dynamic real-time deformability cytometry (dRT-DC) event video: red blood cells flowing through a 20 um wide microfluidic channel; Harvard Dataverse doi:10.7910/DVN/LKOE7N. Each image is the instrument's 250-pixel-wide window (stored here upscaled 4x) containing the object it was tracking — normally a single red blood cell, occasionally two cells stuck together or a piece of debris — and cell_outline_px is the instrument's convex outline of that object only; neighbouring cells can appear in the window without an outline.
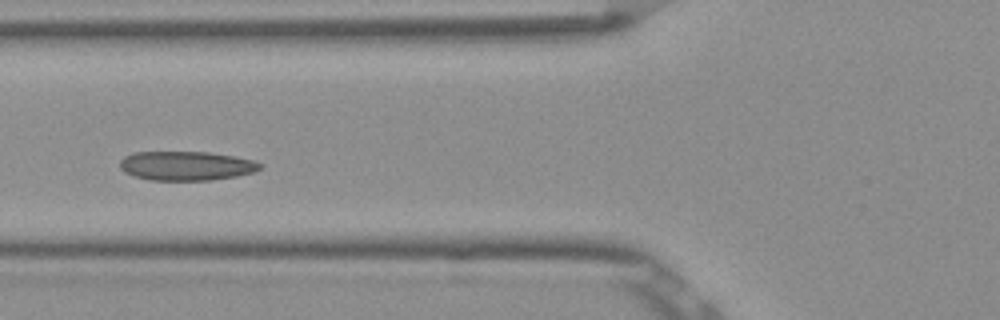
{"species": "Egyptian fruit bat (a non-hibernating species)", "species_latin": "Rousettus aegyptiacus", "temperature_condition": "room temperature", "stored_images_in_passage": 8, "camera_frame_rate_fps": 3000, "um_per_image_px": 0.085, "frame": {"image": 1, "passage_image": 5, "time_ms": 1.333, "image_size_px": [1000, 320], "cell_outline_px": [[264, 164], [260, 168], [252, 172], [236, 176], [212, 180], [148, 180], [132, 176], [124, 172], [120, 168], [120, 160], [124, 156], [132, 152], [208, 152], [232, 156], [252, 160]], "centroid_in_image_um": [15.78, 14.09], "position_along_channel_um": 110.0, "area_um2": 23.87}}
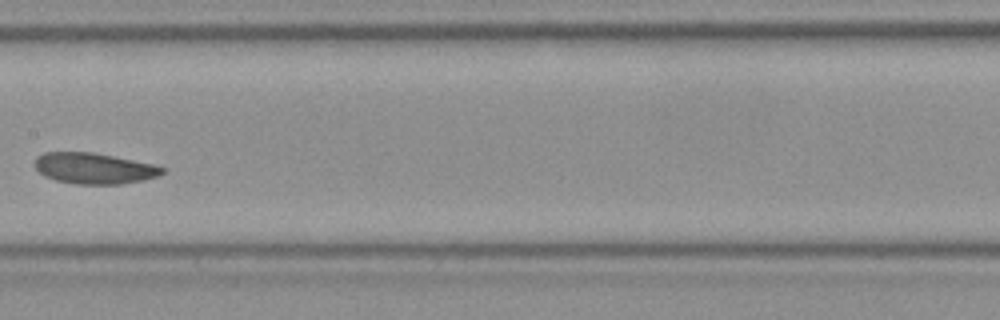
{"frame": {"image": 2, "passage_image": 7, "time_ms": 2.0, "image_size_px": [1000, 320], "cell_outline_px": [[164, 172], [160, 176], [144, 180], [120, 184], [76, 184], [56, 180], [44, 176], [32, 164], [36, 156], [44, 152], [92, 152], [152, 164], [164, 168]], "centroid_in_image_um": [7.96, 14.31], "position_along_channel_um": 199.4, "area_um2": 23.0}}
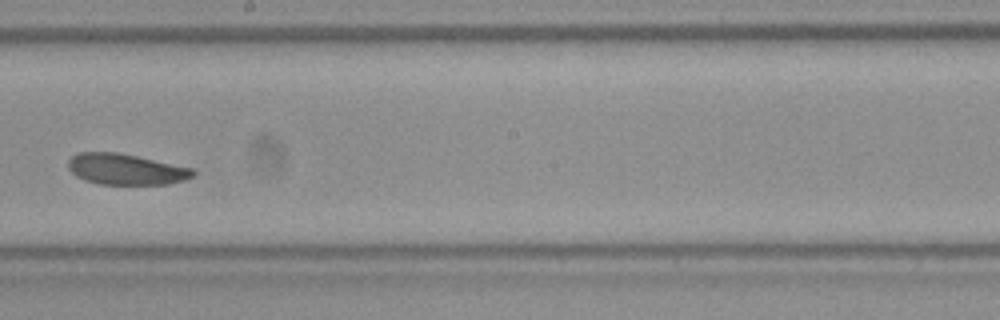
{"frame": {"image": 3, "passage_image": 8, "time_ms": 2.333, "image_size_px": [1000, 320], "cell_outline_px": [[196, 172], [192, 176], [184, 180], [168, 184], [100, 184], [84, 180], [76, 176], [68, 168], [68, 160], [72, 156], [80, 152], [116, 152], [196, 168]], "centroid_in_image_um": [10.72, 14.38], "position_along_channel_um": 237.5, "area_um2": 22.54}}